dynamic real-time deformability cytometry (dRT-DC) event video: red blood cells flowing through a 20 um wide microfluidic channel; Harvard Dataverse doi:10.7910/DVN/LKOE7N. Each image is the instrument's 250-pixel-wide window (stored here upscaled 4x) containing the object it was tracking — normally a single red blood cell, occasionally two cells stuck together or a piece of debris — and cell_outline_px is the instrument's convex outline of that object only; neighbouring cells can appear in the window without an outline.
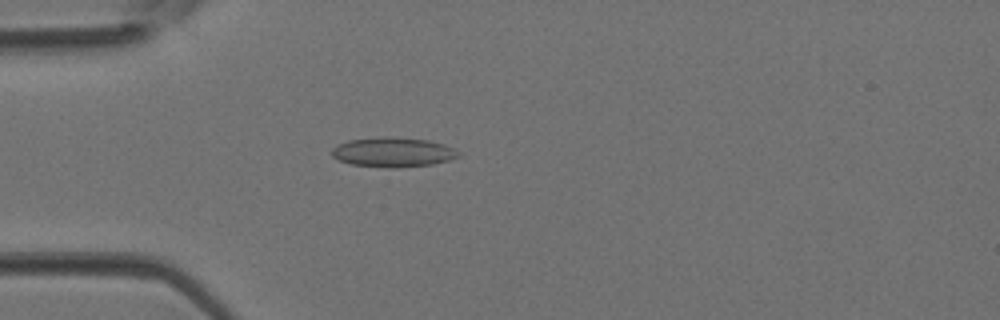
{"species": "Egyptian fruit bat (a non-hibernating species)", "species_latin": "Rousettus aegyptiacus", "temperature_condition": "room temperature", "stored_images_in_passage": 3, "camera_frame_rate_fps": 3000, "um_per_image_px": 0.085, "animal": {"sex": "female"}, "frame": {"image": 1, "passage_image": 3, "time_ms": 0.667, "image_size_px": [1000, 320], "cell_outline_px": [[460, 156], [448, 160], [432, 164], [396, 168], [352, 164], [340, 160], [332, 156], [332, 148], [348, 140], [380, 136], [428, 140], [444, 144], [460, 152]], "centroid_in_image_um": [33.41, 12.93], "position_along_channel_um": 51.6, "area_um2": 21.62}}